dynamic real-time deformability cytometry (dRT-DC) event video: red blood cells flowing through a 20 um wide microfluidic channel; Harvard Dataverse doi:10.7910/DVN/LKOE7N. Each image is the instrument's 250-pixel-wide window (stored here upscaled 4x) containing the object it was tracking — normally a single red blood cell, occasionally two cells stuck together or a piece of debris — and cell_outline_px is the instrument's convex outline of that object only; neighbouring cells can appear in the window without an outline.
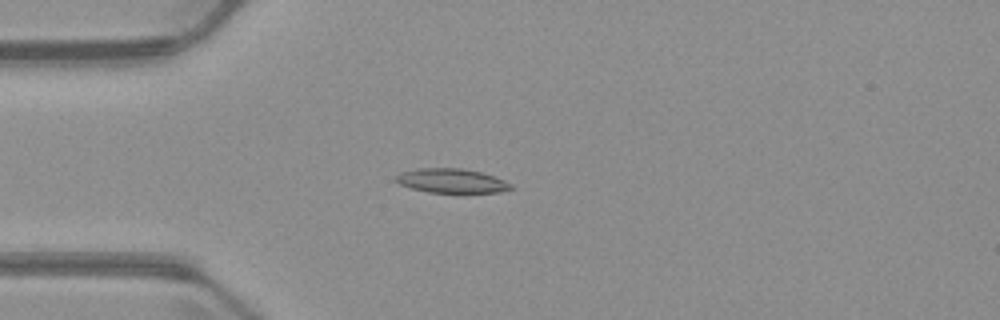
{"species": "common noctule bat (a hibernating species)", "species_latin": "Nyctalus noctula", "temperature_condition": "warm", "stored_images_in_passage": 3, "camera_frame_rate_fps": 3000, "um_per_image_px": 0.085, "animal": {"sex": "male", "body_mass_g": 23.1, "forearm_length_mm": 52.7}, "frame": {"image": 1, "passage_image": 3, "time_ms": 3.667, "image_size_px": [1000, 320], "cell_outline_px": [[512, 188], [500, 192], [428, 192], [412, 188], [400, 184], [396, 180], [396, 176], [400, 172], [416, 168], [460, 168], [480, 172], [504, 180], [512, 184]], "centroid_in_image_um": [38.36, 15.36], "position_along_channel_um": 46.6, "area_um2": 16.01}}